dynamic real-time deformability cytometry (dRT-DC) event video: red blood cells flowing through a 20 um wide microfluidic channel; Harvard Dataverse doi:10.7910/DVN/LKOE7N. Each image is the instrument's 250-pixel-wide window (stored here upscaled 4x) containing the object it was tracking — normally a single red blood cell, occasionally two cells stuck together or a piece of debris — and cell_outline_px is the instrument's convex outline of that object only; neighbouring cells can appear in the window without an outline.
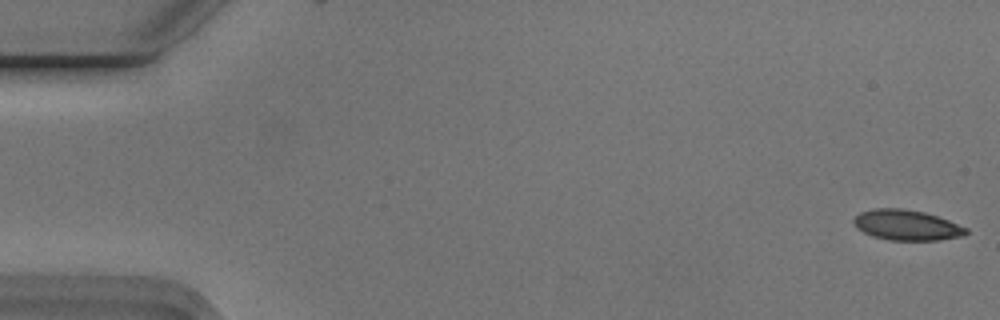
{"species": "Egyptian fruit bat (a non-hibernating species)", "species_latin": "Rousettus aegyptiacus", "temperature_condition": "cold", "stored_images_in_passage": 9, "camera_frame_rate_fps": 3000, "um_per_image_px": 0.085, "animal": {"sex": "male"}, "frame": {"image": 1, "passage_image": 1, "time_ms": 0.0, "image_size_px": [1000, 320], "cell_outline_px": [[968, 232], [964, 236], [940, 240], [888, 240], [872, 236], [856, 228], [852, 220], [860, 212], [872, 208], [904, 208], [924, 212], [948, 220], [968, 228]], "centroid_in_image_um": [77.06, 19.13], "position_along_channel_um": 7.9, "area_um2": 20.06}}
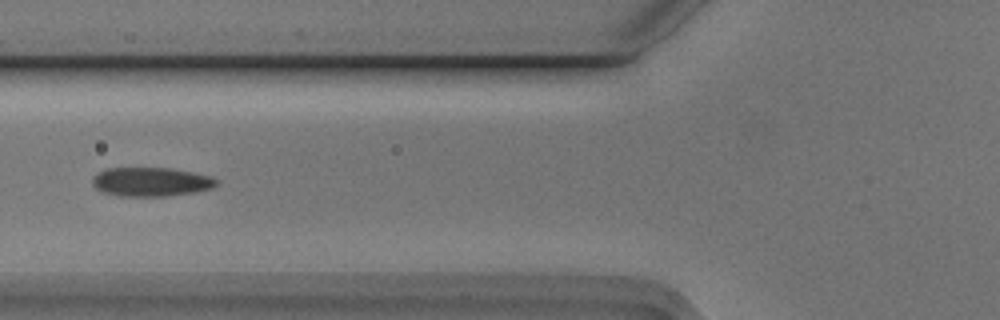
{"frame": {"image": 2, "passage_image": 6, "time_ms": 1.667, "image_size_px": [1000, 320], "cell_outline_px": [[220, 184], [212, 188], [196, 192], [164, 196], [120, 196], [104, 192], [96, 188], [92, 184], [92, 176], [96, 172], [108, 168], [172, 168], [212, 176], [220, 180]], "centroid_in_image_um": [12.87, 15.45], "position_along_channel_um": 112.9, "area_um2": 21.21}}
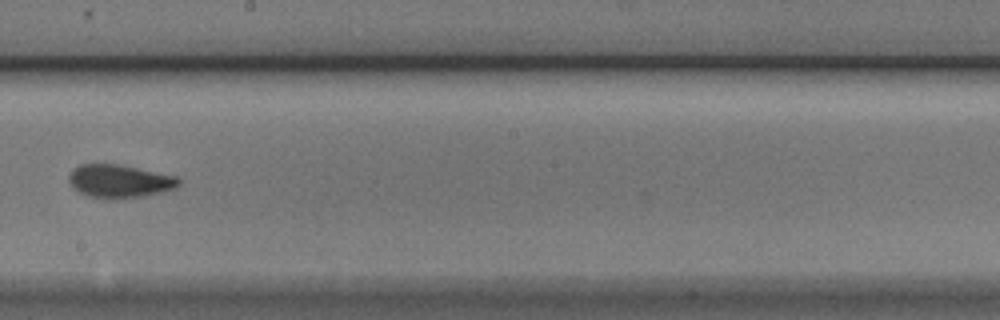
{"frame": {"image": 3, "passage_image": 9, "time_ms": 2.667, "image_size_px": [1000, 320], "cell_outline_px": [[180, 184], [176, 188], [144, 196], [88, 196], [72, 188], [68, 180], [68, 176], [72, 168], [80, 164], [120, 164], [176, 176], [180, 180]], "centroid_in_image_um": [10.14, 15.35], "position_along_channel_um": 238.1, "area_um2": 20.69}}